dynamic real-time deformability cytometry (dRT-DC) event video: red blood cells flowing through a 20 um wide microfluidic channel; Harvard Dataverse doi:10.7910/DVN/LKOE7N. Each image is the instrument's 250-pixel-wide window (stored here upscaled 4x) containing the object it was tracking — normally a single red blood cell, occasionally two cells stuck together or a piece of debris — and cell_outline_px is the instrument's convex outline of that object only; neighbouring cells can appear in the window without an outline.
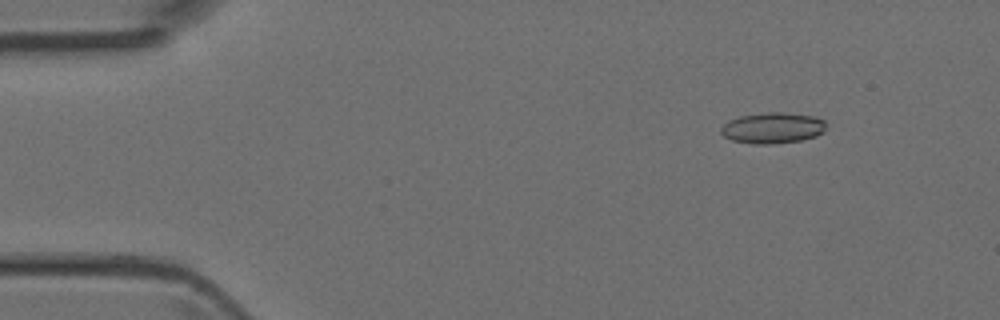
{"species": "Egyptian fruit bat (a non-hibernating species)", "species_latin": "Rousettus aegyptiacus", "temperature_condition": "room temperature", "stored_images_in_passage": 3, "camera_frame_rate_fps": 3000, "um_per_image_px": 0.085, "animal": {"sex": "female"}, "frame": {"image": 1, "passage_image": 1, "time_ms": 0.0, "image_size_px": [1000, 320], "cell_outline_px": [[824, 132], [816, 136], [804, 140], [768, 144], [752, 144], [732, 140], [724, 136], [720, 132], [720, 128], [728, 120], [740, 116], [768, 112], [780, 112], [812, 116], [824, 120]], "centroid_in_image_um": [65.65, 10.88], "position_along_channel_um": 19.4, "area_um2": 18.9}}